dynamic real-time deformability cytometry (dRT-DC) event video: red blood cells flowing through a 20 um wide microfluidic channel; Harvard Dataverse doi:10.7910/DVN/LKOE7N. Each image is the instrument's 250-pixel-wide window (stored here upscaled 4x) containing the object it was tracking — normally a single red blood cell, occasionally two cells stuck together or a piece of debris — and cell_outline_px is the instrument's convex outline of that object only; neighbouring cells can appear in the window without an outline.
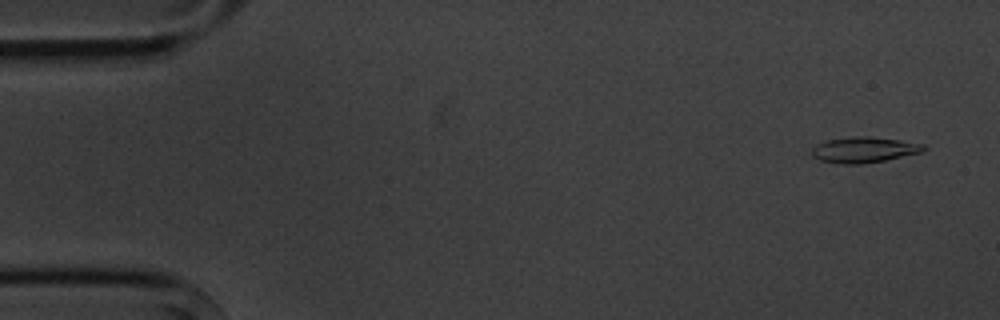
{"species": "common noctule bat (a hibernating species)", "species_latin": "Nyctalus noctula", "temperature_condition": "cold", "stored_images_in_passage": 9, "camera_frame_rate_fps": 3000, "um_per_image_px": 0.085, "animal": {"sex": "male", "body_mass_g": 20.1, "forearm_length_mm": 53.5}, "frame": {"image": 1, "passage_image": 1, "time_ms": 0.0, "image_size_px": [1000, 320], "cell_outline_px": [[928, 148], [920, 152], [884, 160], [860, 164], [840, 164], [820, 160], [812, 156], [812, 148], [816, 144], [824, 140], [852, 136], [868, 136], [900, 140], [924, 144]], "centroid_in_image_um": [73.4, 12.72], "position_along_channel_um": 11.6, "area_um2": 16.76}}
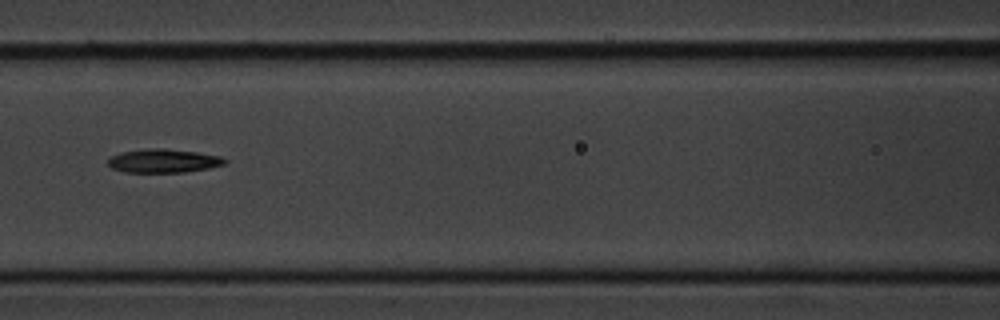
{"frame": {"image": 2, "passage_image": 7, "time_ms": 7.0, "image_size_px": [1000, 320], "cell_outline_px": [[228, 164], [208, 168], [184, 172], [124, 172], [112, 168], [108, 164], [108, 160], [112, 156], [120, 152], [152, 148], [164, 148], [196, 152], [220, 156], [228, 160]], "centroid_in_image_um": [13.92, 13.67], "position_along_channel_um": 152.7, "area_um2": 16.07}}
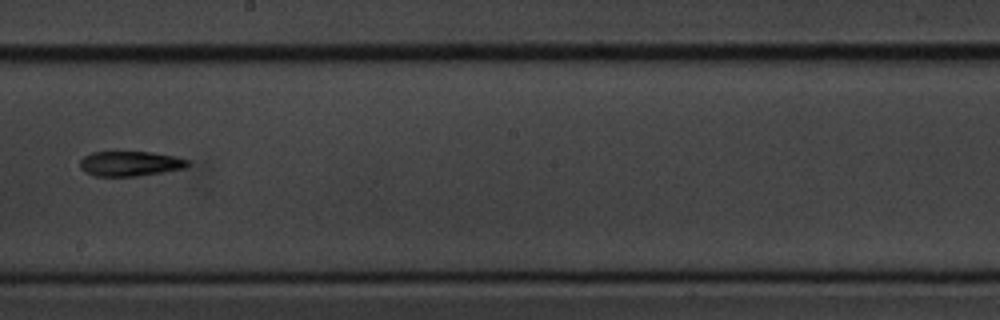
{"frame": {"image": 3, "passage_image": 9, "time_ms": 9.333, "image_size_px": [1000, 320], "cell_outline_px": [[188, 164], [184, 168], [164, 172], [136, 176], [96, 176], [84, 172], [80, 168], [80, 160], [84, 156], [92, 152], [152, 152], [176, 156], [188, 160]], "centroid_in_image_um": [11.04, 13.91], "position_along_channel_um": 237.2, "area_um2": 15.66}}